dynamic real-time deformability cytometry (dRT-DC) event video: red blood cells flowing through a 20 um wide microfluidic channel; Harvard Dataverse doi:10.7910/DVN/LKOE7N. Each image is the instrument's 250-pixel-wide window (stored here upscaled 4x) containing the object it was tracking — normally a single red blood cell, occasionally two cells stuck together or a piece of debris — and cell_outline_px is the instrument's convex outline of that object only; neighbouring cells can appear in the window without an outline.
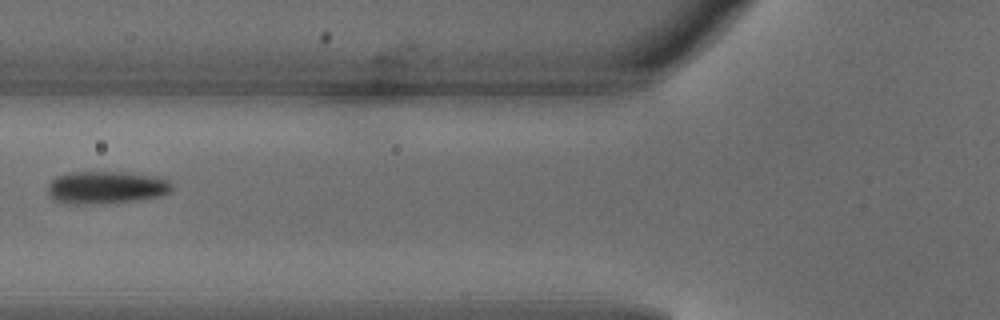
{"species": "common noctule bat (a hibernating species)", "species_latin": "Nyctalus noctula", "temperature_condition": "warm", "stored_images_in_passage": 2, "camera_frame_rate_fps": 3000, "um_per_image_px": 0.085, "animal": {"sex": "male", "body_mass_g": 18.8}, "frame": {"image": 1, "passage_image": 2, "time_ms": 0.333, "image_size_px": [1000, 320], "cell_outline_px": [[172, 188], [168, 192], [160, 196], [136, 200], [76, 204], [56, 200], [48, 192], [48, 184], [56, 176], [68, 172], [124, 172], [160, 176], [168, 180], [172, 184]], "centroid_in_image_um": [9.05, 15.9], "position_along_channel_um": 116.7, "area_um2": 23.24}}